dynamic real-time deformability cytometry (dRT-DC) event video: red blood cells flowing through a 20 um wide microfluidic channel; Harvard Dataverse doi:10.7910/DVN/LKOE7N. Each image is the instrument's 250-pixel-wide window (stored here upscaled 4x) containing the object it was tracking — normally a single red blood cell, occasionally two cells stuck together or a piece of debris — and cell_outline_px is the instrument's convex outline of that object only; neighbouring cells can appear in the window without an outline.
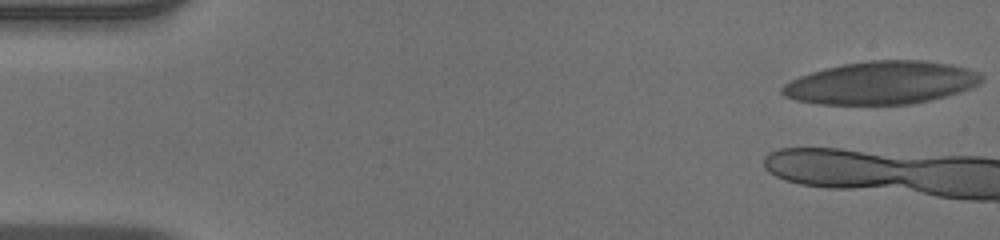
{"species": "human", "species_latin": "Homo sapiens", "temperature_condition": "warm", "stored_images_in_passage": 12, "camera_frame_rate_fps": 3000, "um_per_image_px": 0.085, "donor": {"sex": "male"}, "frame": {"image": 1, "passage_image": 1, "time_ms": 0.0, "image_size_px": [1000, 240], "cell_outline_px": [[984, 76], [980, 84], [960, 92], [912, 104], [820, 104], [796, 100], [784, 96], [780, 92], [780, 88], [784, 84], [800, 76], [812, 72], [844, 64], [868, 60], [920, 60], [948, 64], [968, 68]], "centroid_in_image_um": [74.92, 7.04], "position_along_channel_um": 10.1, "area_um2": 49.48}}